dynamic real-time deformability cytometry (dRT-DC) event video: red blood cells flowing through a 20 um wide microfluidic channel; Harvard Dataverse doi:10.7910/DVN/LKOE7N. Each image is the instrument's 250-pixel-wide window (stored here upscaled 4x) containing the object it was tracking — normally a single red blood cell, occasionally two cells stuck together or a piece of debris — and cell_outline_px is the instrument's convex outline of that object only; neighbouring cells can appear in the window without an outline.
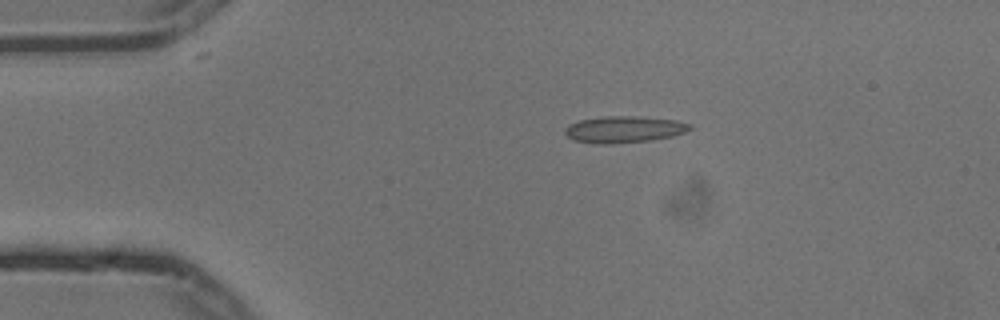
{"species": "common noctule bat (a hibernating species)", "species_latin": "Nyctalus noctula", "temperature_condition": "cold", "stored_images_in_passage": 5, "camera_frame_rate_fps": 3000, "um_per_image_px": 0.085, "animal": {"sex": "male", "body_mass_g": 13.3}, "frame": {"image": 1, "passage_image": 3, "time_ms": 0.667, "image_size_px": [1000, 320], "cell_outline_px": [[692, 128], [684, 132], [672, 136], [652, 140], [612, 144], [600, 144], [572, 140], [564, 132], [564, 128], [568, 124], [580, 120], [604, 116], [636, 116], [676, 120], [692, 124]], "centroid_in_image_um": [53.03, 11.0], "position_along_channel_um": 32.0, "area_um2": 19.48}}
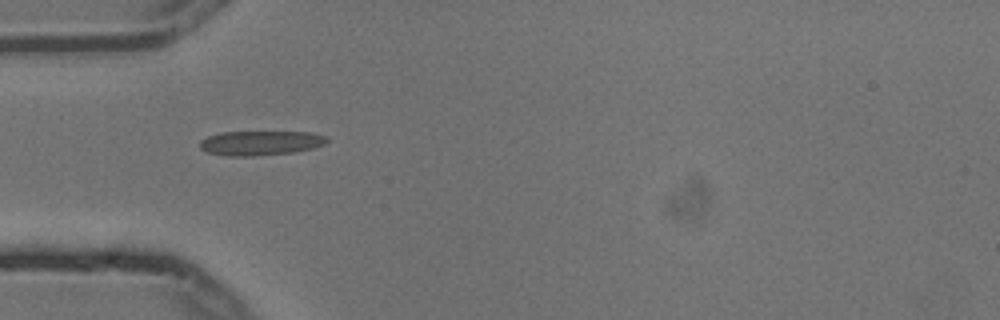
{"frame": {"image": 2, "passage_image": 4, "time_ms": 1.0, "image_size_px": [1000, 320], "cell_outline_px": [[328, 140], [324, 144], [312, 148], [292, 152], [252, 156], [228, 156], [208, 152], [200, 148], [200, 140], [208, 136], [220, 132], [312, 132], [324, 136]], "centroid_in_image_um": [22.11, 12.15], "position_along_channel_um": 62.9, "area_um2": 17.98}}
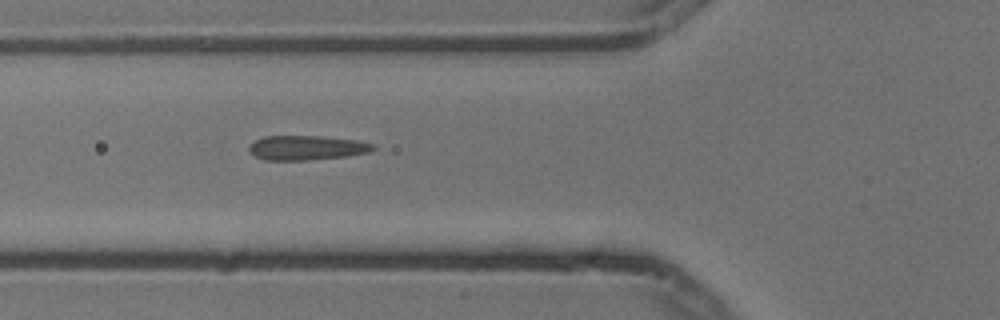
{"frame": {"image": 3, "passage_image": 5, "time_ms": 1.333, "image_size_px": [1000, 320], "cell_outline_px": [[376, 148], [368, 152], [348, 156], [308, 160], [264, 160], [252, 156], [248, 148], [256, 140], [264, 136], [320, 136], [356, 140], [372, 144]], "centroid_in_image_um": [26.03, 12.57], "position_along_channel_um": 99.8, "area_um2": 17.69}}